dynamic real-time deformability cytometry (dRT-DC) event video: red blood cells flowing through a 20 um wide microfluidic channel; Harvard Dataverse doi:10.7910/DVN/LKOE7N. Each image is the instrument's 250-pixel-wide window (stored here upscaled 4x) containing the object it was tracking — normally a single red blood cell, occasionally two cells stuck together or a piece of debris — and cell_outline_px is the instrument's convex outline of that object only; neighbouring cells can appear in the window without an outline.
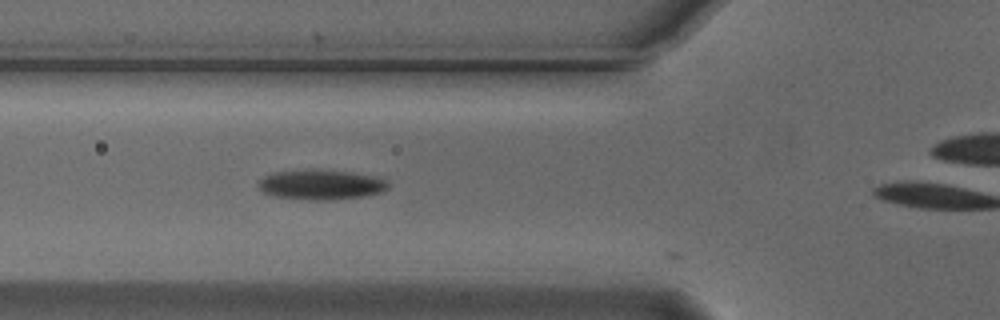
{"species": "Egyptian fruit bat (a non-hibernating species)", "species_latin": "Rousettus aegyptiacus", "temperature_condition": "cold", "stored_images_in_passage": 9, "camera_frame_rate_fps": 3000, "um_per_image_px": 0.085, "animal": {"sex": "male"}, "frame": {"image": 1, "passage_image": 8, "time_ms": 2.333, "image_size_px": [1000, 320], "cell_outline_px": [[388, 188], [380, 192], [364, 196], [332, 200], [316, 200], [272, 196], [260, 192], [256, 184], [264, 176], [272, 172], [348, 172], [376, 176], [388, 180]], "centroid_in_image_um": [27.27, 15.74], "position_along_channel_um": 98.5, "area_um2": 21.96}}